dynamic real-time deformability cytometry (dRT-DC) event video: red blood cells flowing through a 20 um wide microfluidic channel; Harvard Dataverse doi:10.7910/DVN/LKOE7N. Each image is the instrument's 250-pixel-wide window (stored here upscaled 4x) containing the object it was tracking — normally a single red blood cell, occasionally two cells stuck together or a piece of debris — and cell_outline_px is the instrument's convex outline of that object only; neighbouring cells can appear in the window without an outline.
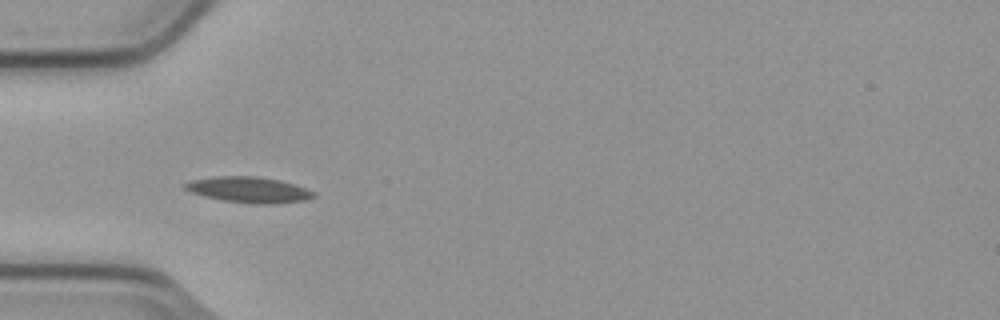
{"species": "common noctule bat (a hibernating species)", "species_latin": "Nyctalus noctula", "temperature_condition": "cold", "stored_images_in_passage": 4, "camera_frame_rate_fps": 3000, "um_per_image_px": 0.085, "animal": {"sex": "male", "body_mass_g": 23.1, "forearm_length_mm": 52.7}, "frame": {"image": 1, "passage_image": 4, "time_ms": 1.0, "image_size_px": [1000, 320], "cell_outline_px": [[316, 196], [304, 200], [272, 204], [252, 204], [224, 200], [204, 196], [192, 192], [184, 188], [184, 184], [192, 180], [216, 176], [256, 176], [280, 180], [316, 192]], "centroid_in_image_um": [21.16, 16.13], "position_along_channel_um": 63.8, "area_um2": 19.13}}